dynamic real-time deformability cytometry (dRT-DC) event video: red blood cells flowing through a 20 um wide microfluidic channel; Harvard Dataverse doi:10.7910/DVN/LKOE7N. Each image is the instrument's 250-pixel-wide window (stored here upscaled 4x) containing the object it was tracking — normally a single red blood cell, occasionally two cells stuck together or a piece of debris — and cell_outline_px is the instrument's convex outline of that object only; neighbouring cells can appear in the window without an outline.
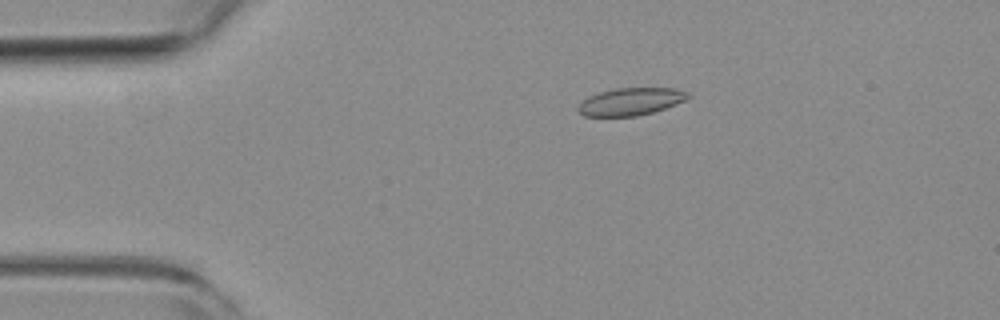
{"species": "common noctule bat (a hibernating species)", "species_latin": "Nyctalus noctula", "temperature_condition": "room temperature", "stored_images_in_passage": 54, "camera_frame_rate_fps": 3000, "um_per_image_px": 0.085, "animal": {"sex": "female", "body_mass_g": 19.3, "forearm_length_mm": 54.1}, "frame": {"image": 1, "passage_image": 11, "time_ms": 3.333, "image_size_px": [1000, 320], "cell_outline_px": [[692, 96], [676, 104], [652, 112], [636, 116], [584, 116], [576, 108], [588, 96], [600, 92], [616, 88], [676, 88], [688, 92]], "centroid_in_image_um": [53.62, 8.63], "position_along_channel_um": 31.4, "area_um2": 17.46}}
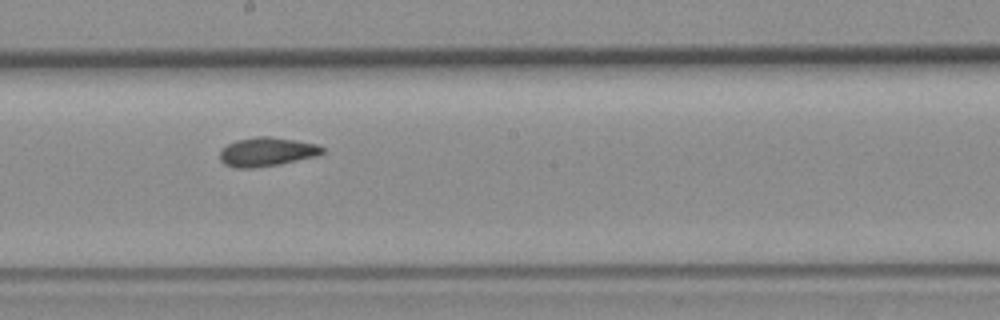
{"frame": {"image": 2, "passage_image": 30, "time_ms": 9.667, "image_size_px": [1000, 320], "cell_outline_px": [[324, 152], [320, 156], [280, 164], [252, 168], [236, 168], [224, 164], [220, 160], [220, 152], [228, 144], [236, 140], [256, 136], [268, 136], [296, 140], [316, 144], [324, 148]], "centroid_in_image_um": [22.71, 12.91], "position_along_channel_um": 225.5, "area_um2": 17.4}}
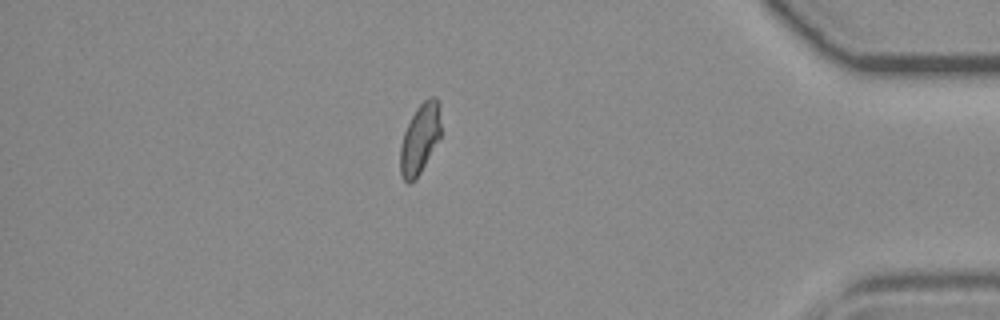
{"frame": {"image": 3, "passage_image": 47, "time_ms": 15.333, "image_size_px": [1000, 320], "cell_outline_px": [[440, 140], [420, 172], [408, 184], [404, 180], [400, 172], [400, 148], [404, 132], [416, 108], [428, 96], [436, 96], [440, 104]], "centroid_in_image_um": [35.71, 11.75], "position_along_channel_um": 399.5, "area_um2": 16.59}, "authors_computed_cell_mechanics": {"area_um2": 17.1666, "velocity_mm_per_s": 3.8076, "shape_relaxation_time_tau1_ms": null, "shape_relaxation_time_tau2_ms": 2.1016, "deformation_change_tau1": null, "deformation_change_tau2": 0.0705}}